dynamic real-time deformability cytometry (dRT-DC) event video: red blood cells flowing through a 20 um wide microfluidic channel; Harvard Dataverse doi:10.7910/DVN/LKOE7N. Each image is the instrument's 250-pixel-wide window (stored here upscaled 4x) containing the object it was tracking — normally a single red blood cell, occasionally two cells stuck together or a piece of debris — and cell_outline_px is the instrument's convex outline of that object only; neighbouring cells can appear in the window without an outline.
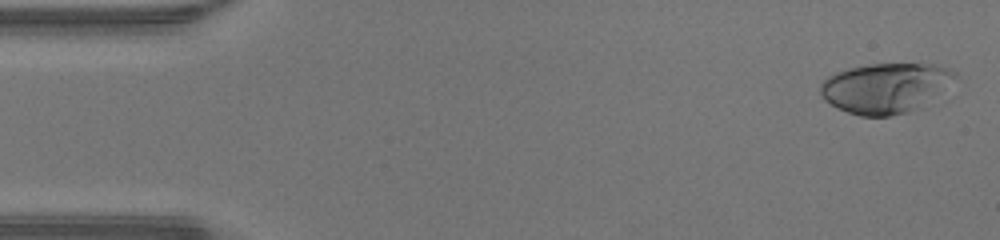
{"species": "human", "species_latin": "Homo sapiens", "temperature_condition": "warm", "stored_images_in_passage": 46, "camera_frame_rate_fps": 3000, "um_per_image_px": 0.085, "donor": {"sex": "male"}, "frame": {"image": 1, "passage_image": 1, "time_ms": 0.0, "image_size_px": [1000, 240], "cell_outline_px": [[956, 76], [924, 108], [908, 112], [888, 116], [860, 116], [848, 112], [824, 100], [820, 92], [820, 84], [828, 76], [836, 72], [868, 64], [936, 64], [948, 68], [956, 72]], "centroid_in_image_um": [75.27, 7.48], "position_along_channel_um": 9.7, "area_um2": 39.13}}
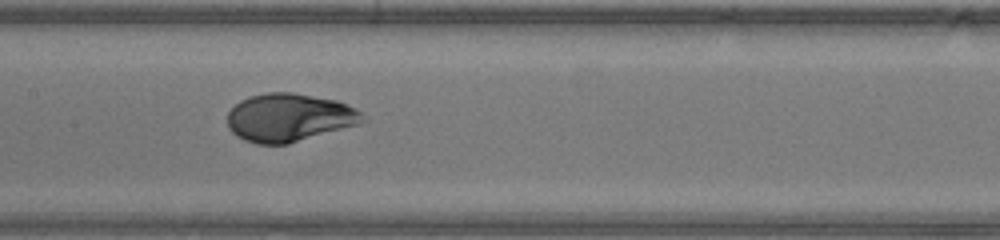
{"frame": {"image": 2, "passage_image": 22, "time_ms": 7.0, "image_size_px": [1000, 240], "cell_outline_px": [[368, 120], [356, 124], [288, 144], [256, 144], [244, 140], [236, 136], [228, 128], [228, 112], [240, 100], [248, 96], [264, 92], [292, 92], [336, 100], [356, 108]], "centroid_in_image_um": [24.54, 9.98], "position_along_channel_um": 182.9, "area_um2": 37.86}}
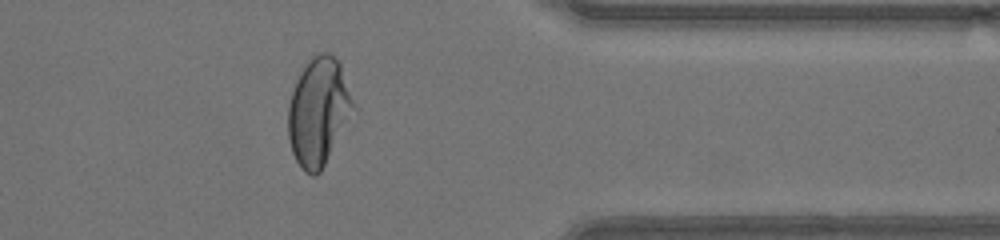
{"frame": {"image": 3, "passage_image": 37, "time_ms": 12.0, "image_size_px": [1000, 240], "cell_outline_px": [[356, 108], [320, 172], [316, 176], [312, 176], [304, 172], [296, 160], [292, 152], [288, 136], [288, 104], [296, 80], [308, 56], [316, 52], [328, 52], [340, 64]], "centroid_in_image_um": [27.05, 9.46], "position_along_channel_um": 384.3, "area_um2": 41.04}, "authors_computed_cell_mechanics": {"area_um2": 38.437, "velocity_mm_per_s": 4.3673, "shape_relaxation_time_tau1_ms": 4.0496, "shape_relaxation_time_tau2_ms": null, "deformation_change_tau1": 0.2323, "deformation_change_tau2": null}}